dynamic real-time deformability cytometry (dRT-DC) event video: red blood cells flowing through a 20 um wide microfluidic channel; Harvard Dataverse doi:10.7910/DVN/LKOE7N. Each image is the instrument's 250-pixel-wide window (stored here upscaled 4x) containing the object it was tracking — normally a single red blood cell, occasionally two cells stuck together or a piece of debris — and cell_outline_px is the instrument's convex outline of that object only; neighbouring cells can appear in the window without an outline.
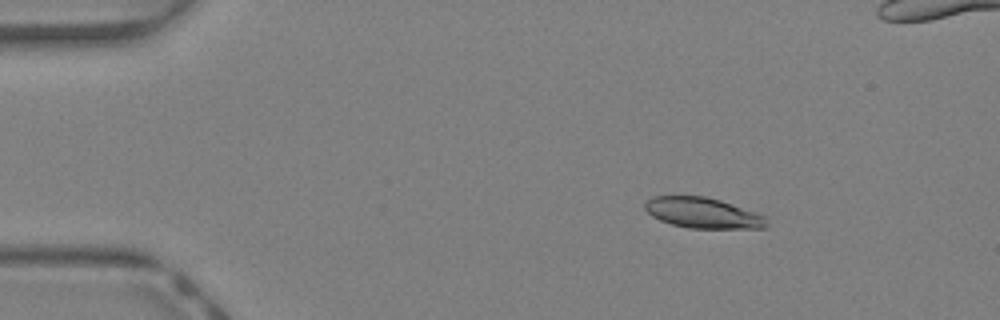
{"species": "Egyptian fruit bat (a non-hibernating species)", "species_latin": "Rousettus aegyptiacus", "temperature_condition": "warm", "stored_images_in_passage": 44, "camera_frame_rate_fps": 3000, "um_per_image_px": 0.085, "animal": {"sex": "female"}, "frame": {"image": 1, "passage_image": 7, "time_ms": 2.0, "image_size_px": [1000, 320], "cell_outline_px": [[768, 228], [688, 228], [672, 224], [660, 220], [652, 216], [644, 208], [644, 204], [652, 196], [704, 196], [720, 200], [732, 204], [764, 216], [768, 224]], "centroid_in_image_um": [59.72, 18.1], "position_along_channel_um": 25.3, "area_um2": 21.5}}
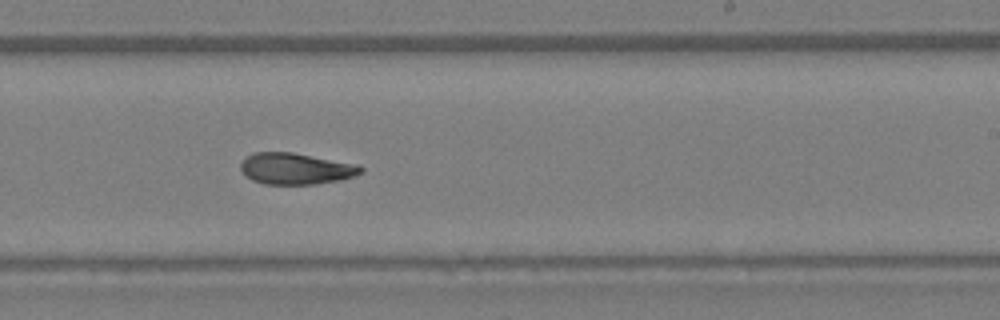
{"frame": {"image": 2, "passage_image": 27, "time_ms": 8.667, "image_size_px": [1000, 320], "cell_outline_px": [[364, 172], [356, 176], [340, 180], [316, 184], [264, 184], [252, 180], [240, 168], [240, 164], [252, 152], [292, 152], [360, 164], [364, 168]], "centroid_in_image_um": [25.22, 14.33], "position_along_channel_um": 263.8, "area_um2": 22.14}}
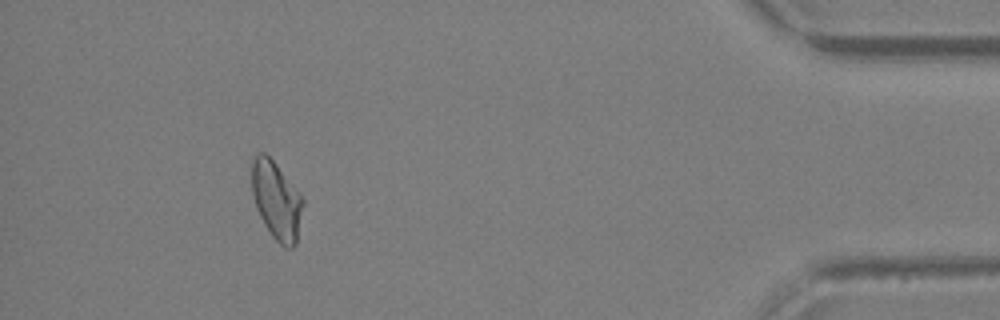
{"frame": {"image": 3, "passage_image": 40, "time_ms": 13.0, "image_size_px": [1000, 320], "cell_outline_px": [[304, 204], [296, 244], [292, 248], [284, 248], [272, 236], [264, 224], [256, 208], [252, 196], [252, 160], [256, 152], [264, 152], [276, 164], [304, 200]], "centroid_in_image_um": [23.49, 17.05], "position_along_channel_um": 411.7, "area_um2": 23.18}, "authors_computed_cell_mechanics": {"area_um2": 22.3686, "velocity_mm_per_s": 4.76, "shape_relaxation_time_tau1_ms": 7.6887, "shape_relaxation_time_tau2_ms": 3.7797, "deformation_change_tau1": 0.1929, "deformation_change_tau2": 0.1117}}